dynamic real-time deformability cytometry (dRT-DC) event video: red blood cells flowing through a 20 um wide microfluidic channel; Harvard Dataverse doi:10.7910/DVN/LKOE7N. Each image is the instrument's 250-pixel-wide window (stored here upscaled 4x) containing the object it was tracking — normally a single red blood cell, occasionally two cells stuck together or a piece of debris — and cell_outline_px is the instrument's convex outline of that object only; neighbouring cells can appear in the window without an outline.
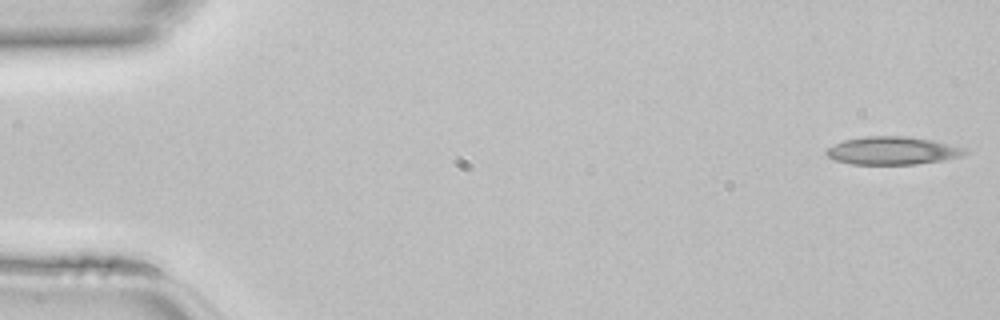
{"species": "common noctule bat (a hibernating species)", "species_latin": "Nyctalus noctula", "temperature_condition": "room temperature", "stored_images_in_passage": 45, "camera_frame_rate_fps": 3000, "um_per_image_px": 0.085, "animal": {"sex": "female", "body_mass_g": 22.7, "forearm_length_mm": 54.2}, "frame": {"image": 1, "passage_image": 1, "time_ms": 0.0, "image_size_px": [1000, 320], "cell_outline_px": [[968, 152], [960, 156], [944, 160], [916, 164], [852, 164], [832, 160], [824, 152], [828, 148], [844, 140], [864, 136], [904, 136], [932, 140], [964, 148]], "centroid_in_image_um": [75.83, 12.81], "position_along_channel_um": 9.2, "area_um2": 22.43}}
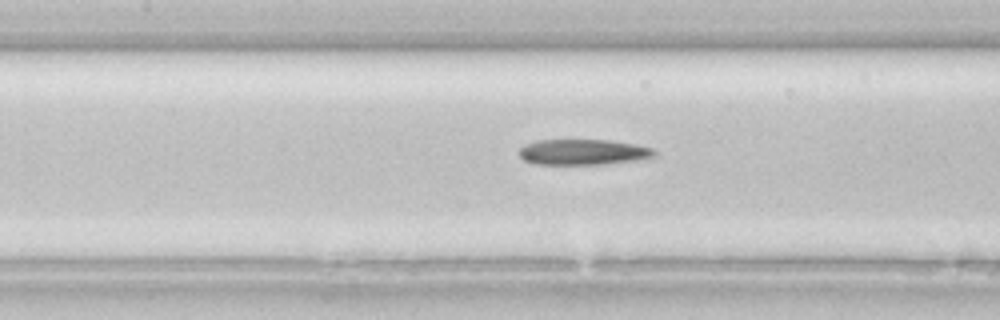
{"frame": {"image": 2, "passage_image": 20, "time_ms": 6.333, "image_size_px": [1000, 320], "cell_outline_px": [[656, 156], [640, 160], [604, 164], [536, 164], [524, 160], [520, 156], [520, 148], [536, 140], [608, 140], [636, 144], [652, 148], [656, 152]], "centroid_in_image_um": [49.62, 12.93], "position_along_channel_um": 157.8, "area_um2": 20.17}}
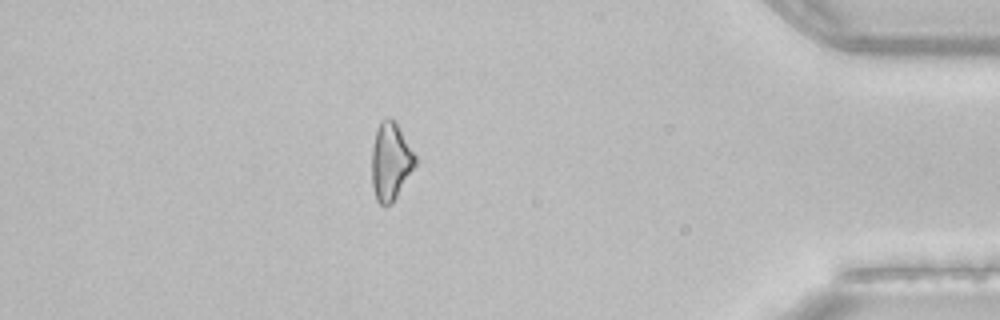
{"frame": {"image": 3, "passage_image": 39, "time_ms": 12.667, "image_size_px": [1000, 320], "cell_outline_px": [[416, 164], [392, 204], [380, 204], [376, 200], [372, 184], [372, 148], [376, 132], [380, 120], [388, 116], [396, 120], [416, 156]], "centroid_in_image_um": [33.2, 13.68], "position_along_channel_um": 402.0, "area_um2": 19.71}}